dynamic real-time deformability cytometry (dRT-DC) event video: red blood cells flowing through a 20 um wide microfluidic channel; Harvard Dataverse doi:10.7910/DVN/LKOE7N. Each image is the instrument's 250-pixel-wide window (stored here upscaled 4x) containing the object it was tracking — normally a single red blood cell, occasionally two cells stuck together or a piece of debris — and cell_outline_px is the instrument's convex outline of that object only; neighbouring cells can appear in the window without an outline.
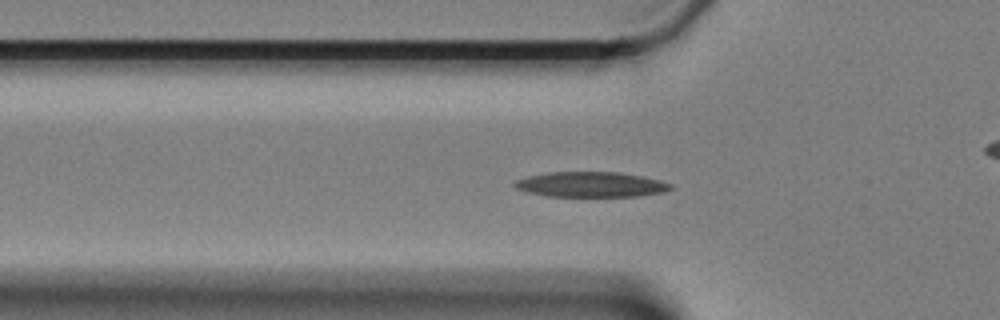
{"species": "Egyptian fruit bat (a non-hibernating species)", "species_latin": "Rousettus aegyptiacus", "temperature_condition": "cold", "stored_images_in_passage": 38, "camera_frame_rate_fps": 3000, "um_per_image_px": 0.085, "animal": {"sex": "female"}, "frame": {"image": 1, "passage_image": 2, "time_ms": 0.333, "image_size_px": [1000, 320], "cell_outline_px": [[676, 188], [664, 192], [640, 196], [544, 196], [528, 192], [516, 188], [512, 184], [516, 180], [528, 176], [548, 172], [620, 172], [660, 180], [672, 184]], "centroid_in_image_um": [50.25, 15.68], "position_along_channel_um": 75.5, "area_um2": 23.0}}
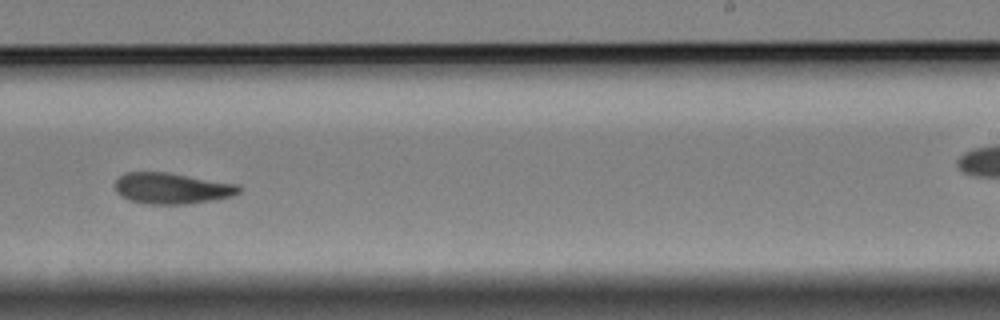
{"frame": {"image": 2, "passage_image": 20, "time_ms": 6.333, "image_size_px": [1000, 320], "cell_outline_px": [[240, 192], [232, 196], [216, 200], [188, 204], [148, 204], [128, 200], [120, 196], [116, 192], [116, 180], [124, 172], [164, 172], [240, 184]], "centroid_in_image_um": [14.62, 16.02], "position_along_channel_um": 274.4, "area_um2": 22.54}}
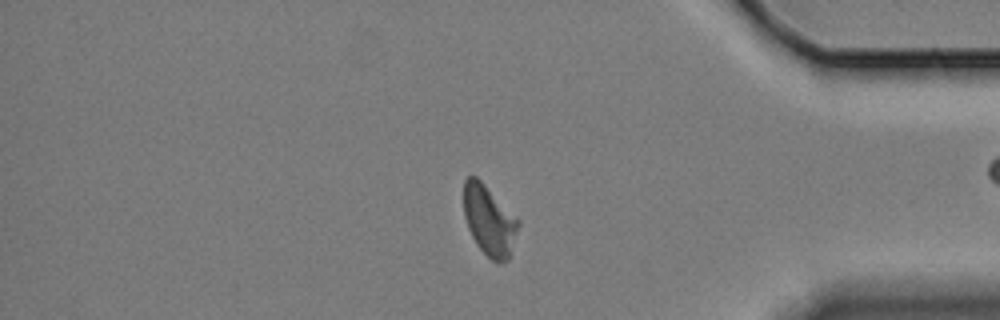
{"frame": {"image": 3, "passage_image": 33, "time_ms": 10.667, "image_size_px": [1000, 320], "cell_outline_px": [[520, 224], [508, 260], [500, 264], [492, 260], [476, 244], [468, 228], [464, 216], [464, 180], [468, 176], [476, 176], [520, 220]], "centroid_in_image_um": [41.59, 18.75], "position_along_channel_um": 393.6, "area_um2": 22.2}}